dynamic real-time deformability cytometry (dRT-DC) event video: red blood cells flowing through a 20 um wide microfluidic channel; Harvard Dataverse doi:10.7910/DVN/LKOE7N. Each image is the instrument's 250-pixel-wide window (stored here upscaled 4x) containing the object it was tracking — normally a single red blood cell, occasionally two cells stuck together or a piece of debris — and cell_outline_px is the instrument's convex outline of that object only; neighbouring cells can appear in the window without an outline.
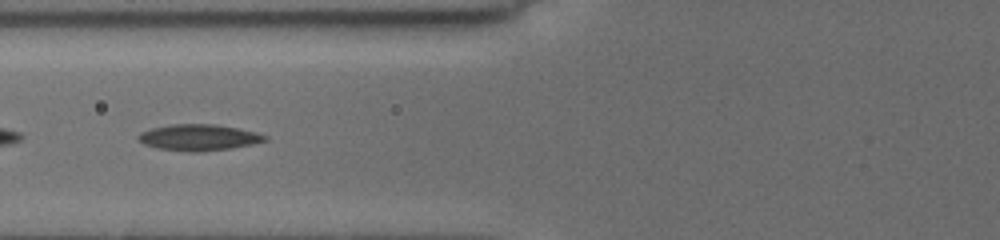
{"species": "common noctule bat (a hibernating species)", "species_latin": "Nyctalus noctula", "temperature_condition": "cold", "stored_images_in_passage": 31, "camera_frame_rate_fps": 3000, "um_per_image_px": 0.085, "animal": {"sex": "female", "body_mass_g": 19.5, "forearm_length_mm": 54.1}, "frame": {"image": 1, "passage_image": 5, "time_ms": 1.667, "image_size_px": [1000, 240], "cell_outline_px": [[268, 140], [252, 144], [232, 148], [200, 152], [188, 152], [156, 148], [144, 144], [136, 136], [140, 132], [152, 128], [172, 124], [216, 124], [240, 128], [256, 132], [268, 136]], "centroid_in_image_um": [16.91, 11.68], "position_along_channel_um": 108.9, "area_um2": 19.54}}
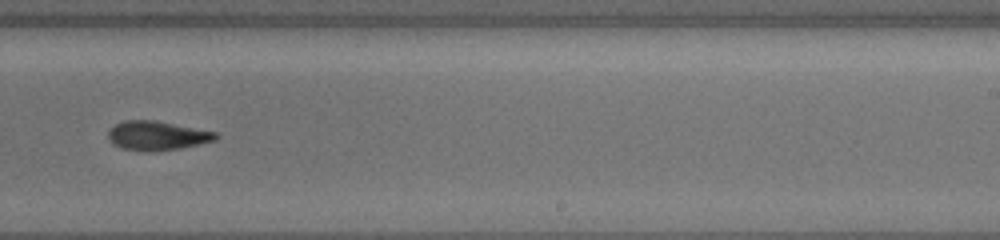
{"frame": {"image": 2, "passage_image": 16, "time_ms": 6.0, "image_size_px": [1000, 240], "cell_outline_px": [[220, 136], [216, 140], [180, 148], [152, 152], [148, 152], [124, 148], [112, 144], [108, 140], [108, 132], [116, 124], [124, 120], [156, 120], [216, 132]], "centroid_in_image_um": [13.35, 11.53], "position_along_channel_um": 275.6, "area_um2": 18.26}}
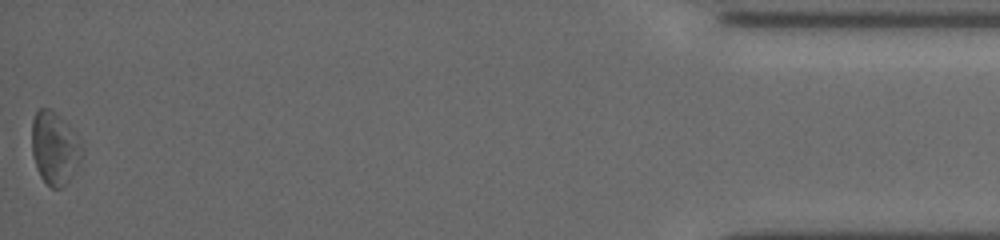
{"frame": {"image": 3, "passage_image": 31, "time_ms": 12.0, "image_size_px": [1000, 240], "cell_outline_px": [[84, 148], [80, 160], [76, 168], [68, 180], [60, 188], [52, 188], [40, 176], [36, 168], [32, 152], [32, 120], [36, 112], [40, 108], [48, 108], [56, 112], [68, 124]], "centroid_in_image_um": [4.63, 12.56], "position_along_channel_um": 430.6, "area_um2": 21.04}, "authors_computed_cell_mechanics": {"area_um2": 18.6694, "velocity_mm_per_s": 3.8545, "shape_relaxation_time_tau1_ms": 4.5189, "shape_relaxation_time_tau2_ms": 4.9013, "deformation_change_tau1": 0.1201, "deformation_change_tau2": 0.128}}